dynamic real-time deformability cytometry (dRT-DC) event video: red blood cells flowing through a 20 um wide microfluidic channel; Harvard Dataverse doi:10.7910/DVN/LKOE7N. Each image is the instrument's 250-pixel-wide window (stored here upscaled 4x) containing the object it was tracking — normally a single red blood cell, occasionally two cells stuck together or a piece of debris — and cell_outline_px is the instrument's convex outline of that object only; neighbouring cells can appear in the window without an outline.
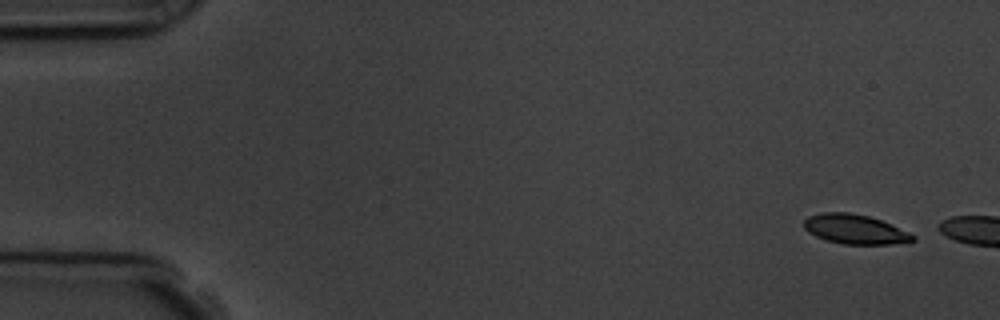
{"species": "common noctule bat (a hibernating species)", "species_latin": "Nyctalus noctula", "temperature_condition": "room temperature", "stored_images_in_passage": 3, "camera_frame_rate_fps": 3000, "um_per_image_px": 0.085, "animal": {"sex": "male", "body_mass_g": 19.5, "forearm_length_mm": 54.6}, "frame": {"image": 1, "passage_image": 1, "time_ms": 0.0, "image_size_px": [1000, 320], "cell_outline_px": [[916, 240], [892, 244], [844, 244], [824, 240], [808, 232], [804, 228], [804, 220], [808, 216], [820, 212], [848, 212], [868, 216], [892, 224], [916, 236]], "centroid_in_image_um": [72.65, 19.48], "position_along_channel_um": 12.3, "area_um2": 18.79}}